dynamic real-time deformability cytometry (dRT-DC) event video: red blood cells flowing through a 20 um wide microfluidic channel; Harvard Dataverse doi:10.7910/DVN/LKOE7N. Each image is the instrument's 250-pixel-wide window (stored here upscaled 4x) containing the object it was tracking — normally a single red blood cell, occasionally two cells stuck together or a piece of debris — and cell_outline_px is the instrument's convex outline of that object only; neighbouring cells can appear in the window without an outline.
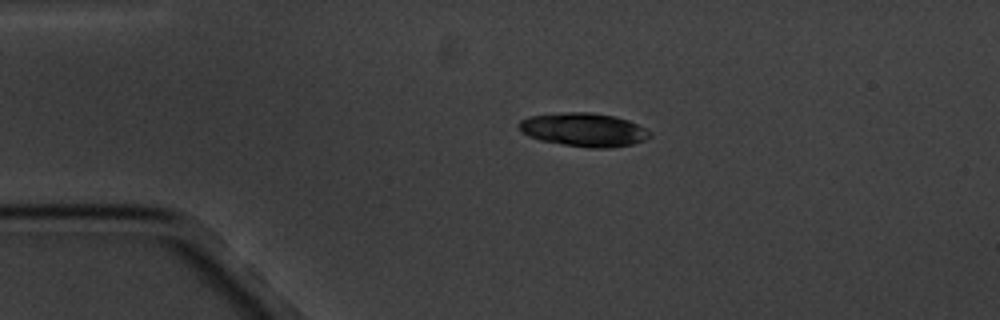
{"species": "common noctule bat (a hibernating species)", "species_latin": "Nyctalus noctula", "temperature_condition": "cold", "stored_images_in_passage": 5, "camera_frame_rate_fps": 3000, "um_per_image_px": 0.085, "animal": {"sex": "male", "body_mass_g": 20.1, "forearm_length_mm": 53.5}, "frame": {"image": 1, "passage_image": 2, "time_ms": 1.333, "image_size_px": [1000, 320], "cell_outline_px": [[652, 136], [644, 140], [632, 144], [608, 148], [592, 148], [564, 144], [540, 140], [528, 136], [520, 132], [516, 124], [520, 120], [528, 116], [564, 112], [592, 112], [616, 116], [628, 120], [652, 132]], "centroid_in_image_um": [49.59, 11.01], "position_along_channel_um": 35.4, "area_um2": 25.78}}